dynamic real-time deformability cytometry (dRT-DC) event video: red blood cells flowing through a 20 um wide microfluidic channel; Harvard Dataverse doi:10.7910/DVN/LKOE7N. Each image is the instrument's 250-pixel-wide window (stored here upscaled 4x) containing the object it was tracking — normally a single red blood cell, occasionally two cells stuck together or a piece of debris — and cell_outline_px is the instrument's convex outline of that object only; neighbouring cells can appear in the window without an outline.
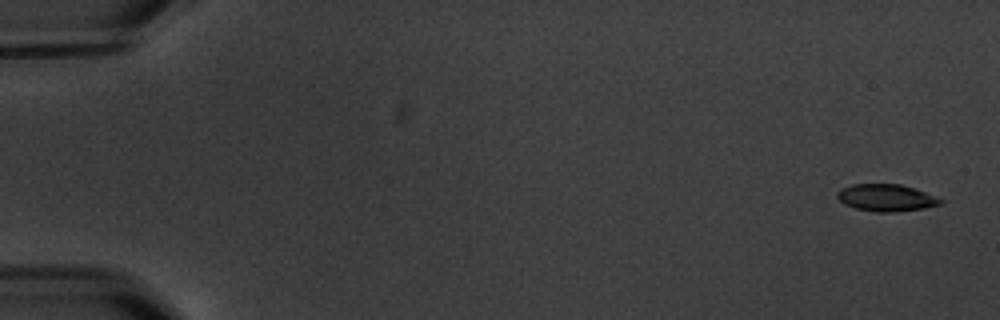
{"species": "common noctule bat (a hibernating species)", "species_latin": "Nyctalus noctula", "temperature_condition": "warm", "stored_images_in_passage": 5, "camera_frame_rate_fps": 3000, "um_per_image_px": 0.085, "animal": {"sex": "male", "body_mass_g": 20.1, "forearm_length_mm": 53.5}, "frame": {"image": 1, "passage_image": 1, "time_ms": 0.0, "image_size_px": [1000, 320], "cell_outline_px": [[944, 200], [940, 204], [924, 208], [896, 212], [876, 212], [856, 208], [844, 204], [836, 196], [836, 192], [852, 184], [900, 184], [924, 192]], "centroid_in_image_um": [75.31, 16.81], "position_along_channel_um": 9.7, "area_um2": 16.07}}